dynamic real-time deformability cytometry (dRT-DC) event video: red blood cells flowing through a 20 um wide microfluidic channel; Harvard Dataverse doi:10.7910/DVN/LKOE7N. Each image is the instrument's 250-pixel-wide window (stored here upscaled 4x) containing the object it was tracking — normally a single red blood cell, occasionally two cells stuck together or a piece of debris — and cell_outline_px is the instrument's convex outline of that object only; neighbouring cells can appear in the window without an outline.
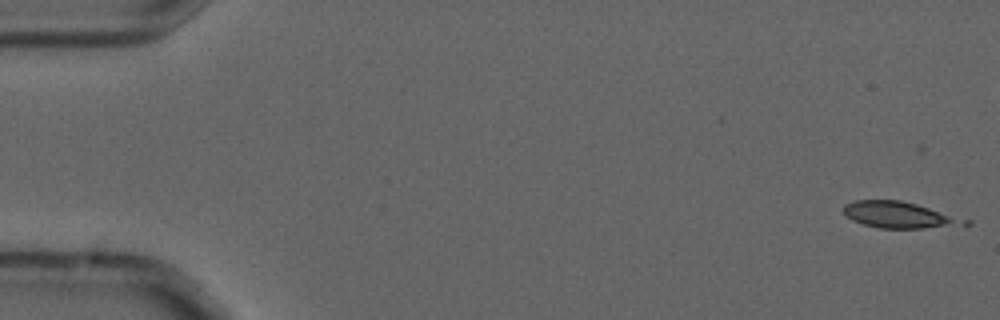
{"species": "common noctule bat (a hibernating species)", "species_latin": "Nyctalus noctula", "temperature_condition": "cold", "stored_images_in_passage": 12, "camera_frame_rate_fps": 3000, "um_per_image_px": 0.085, "animal": {"sex": "male", "forearm_length_mm": 52.5}, "frame": {"image": 1, "passage_image": 1, "time_ms": 0.0, "image_size_px": [1000, 320], "cell_outline_px": [[972, 224], [964, 228], [880, 228], [864, 224], [852, 220], [844, 212], [844, 204], [856, 200], [900, 200], [916, 204], [972, 220]], "centroid_in_image_um": [76.62, 18.3], "position_along_channel_um": 8.4, "area_um2": 19.07}}